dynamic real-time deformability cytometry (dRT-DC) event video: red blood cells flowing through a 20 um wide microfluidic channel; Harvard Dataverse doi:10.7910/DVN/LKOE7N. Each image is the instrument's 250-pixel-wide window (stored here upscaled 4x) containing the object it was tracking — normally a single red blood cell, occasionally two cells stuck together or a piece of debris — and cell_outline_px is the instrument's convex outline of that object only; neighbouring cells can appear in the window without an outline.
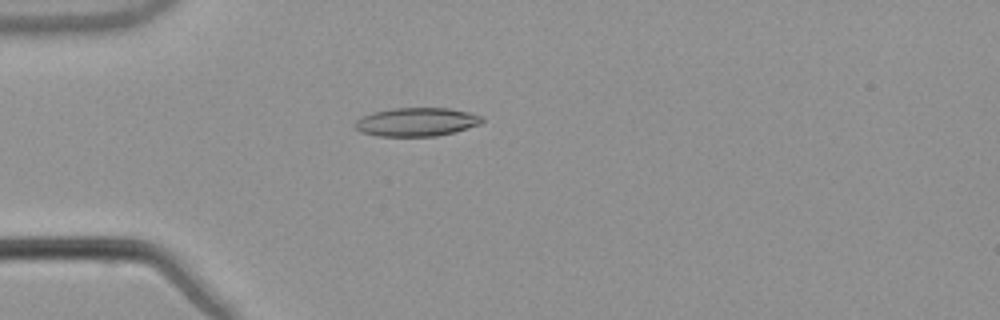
{"species": "common noctule bat (a hibernating species)", "species_latin": "Nyctalus noctula", "temperature_condition": "warm", "stored_images_in_passage": 44, "camera_frame_rate_fps": 3000, "um_per_image_px": 0.085, "animal": {"sex": "male", "body_mass_g": 21.5, "forearm_length_mm": 52.0}, "frame": {"image": 1, "passage_image": 6, "time_ms": 1.667, "image_size_px": [1000, 320], "cell_outline_px": [[484, 120], [480, 124], [452, 132], [436, 136], [376, 136], [360, 132], [352, 124], [360, 116], [372, 112], [396, 108], [448, 108], [468, 112], [484, 116]], "centroid_in_image_um": [35.36, 10.36], "position_along_channel_um": 49.6, "area_um2": 21.21}}
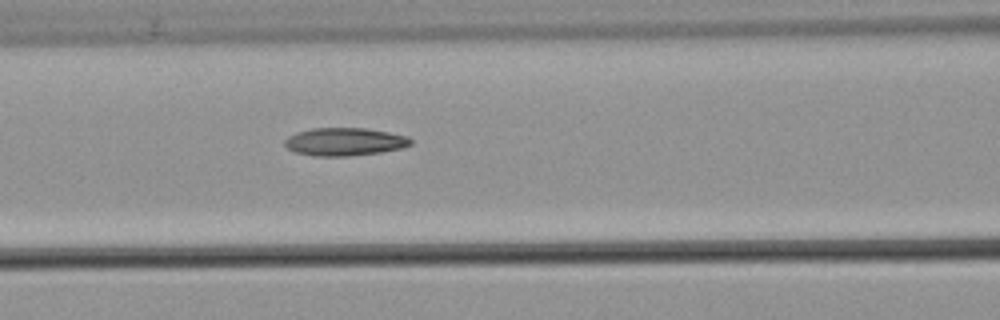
{"frame": {"image": 2, "passage_image": 14, "time_ms": 4.333, "image_size_px": [1000, 320], "cell_outline_px": [[412, 144], [400, 148], [380, 152], [348, 156], [312, 156], [296, 152], [288, 148], [284, 144], [284, 140], [288, 136], [296, 132], [312, 128], [364, 128], [388, 132], [408, 136], [412, 140]], "centroid_in_image_um": [29.27, 12.04], "position_along_channel_um": 137.3, "area_um2": 20.46}}
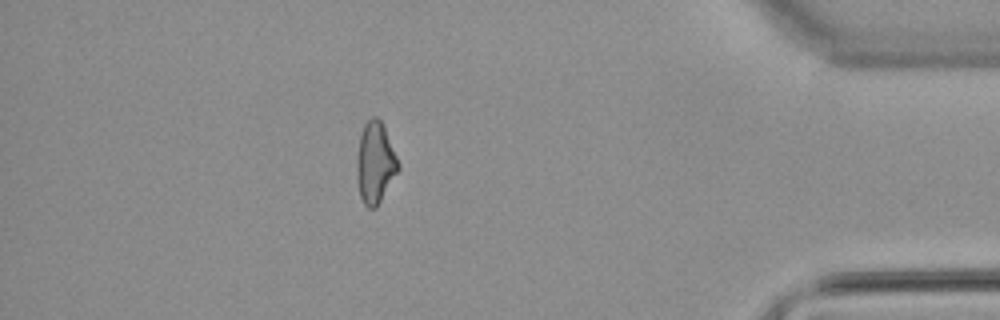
{"frame": {"image": 3, "passage_image": 38, "time_ms": 12.333, "image_size_px": [1000, 320], "cell_outline_px": [[400, 168], [376, 208], [368, 208], [364, 204], [360, 196], [356, 176], [356, 160], [360, 136], [364, 124], [372, 116], [376, 116], [380, 120], [384, 128], [400, 164]], "centroid_in_image_um": [31.88, 13.85], "position_along_channel_um": 403.3, "area_um2": 19.54}, "authors_computed_cell_mechanics": {"area_um2": 19.7676, "velocity_mm_per_s": 3.8492, "shape_relaxation_time_tau1_ms": null, "shape_relaxation_time_tau2_ms": 3.4869, "deformation_change_tau1": null, "deformation_change_tau2": 0.1251}}